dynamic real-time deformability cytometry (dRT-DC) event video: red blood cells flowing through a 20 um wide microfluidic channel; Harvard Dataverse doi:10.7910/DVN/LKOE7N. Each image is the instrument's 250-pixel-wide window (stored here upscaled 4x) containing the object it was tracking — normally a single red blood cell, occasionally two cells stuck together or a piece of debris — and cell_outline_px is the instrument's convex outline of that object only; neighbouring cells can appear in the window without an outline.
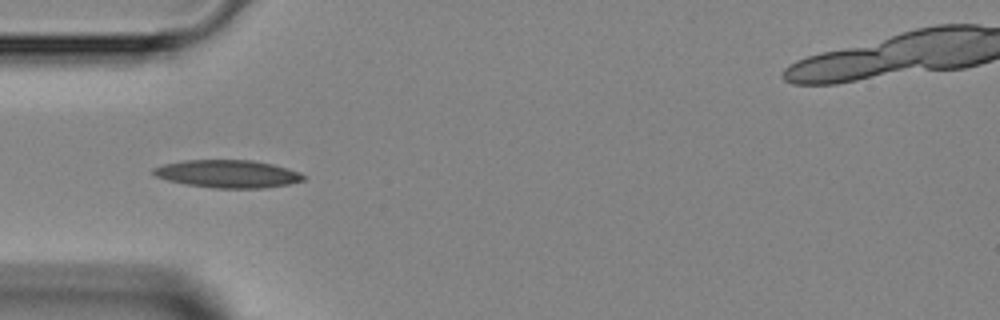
{"species": "Egyptian fruit bat (a non-hibernating species)", "species_latin": "Rousettus aegyptiacus", "temperature_condition": "room temperature", "stored_images_in_passage": 4, "camera_frame_rate_fps": 3000, "um_per_image_px": 0.085, "animal": {"sex": "female"}, "frame": {"image": 1, "passage_image": 3, "time_ms": 2.667, "image_size_px": [1000, 320], "cell_outline_px": [[308, 176], [304, 180], [288, 184], [264, 188], [212, 188], [184, 184], [168, 180], [156, 176], [152, 172], [152, 168], [164, 164], [184, 160], [252, 160], [272, 164], [288, 168], [300, 172]], "centroid_in_image_um": [19.38, 14.78], "position_along_channel_um": 65.6, "area_um2": 24.39}}
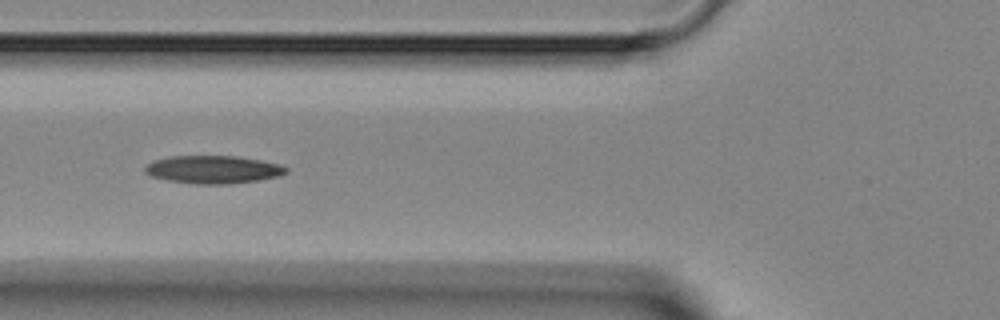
{"frame": {"image": 2, "passage_image": 4, "time_ms": 3.667, "image_size_px": [1000, 320], "cell_outline_px": [[288, 172], [280, 176], [256, 180], [228, 184], [196, 184], [168, 180], [152, 176], [144, 172], [144, 164], [168, 156], [236, 156], [260, 160], [280, 164], [288, 168]], "centroid_in_image_um": [18.11, 14.4], "position_along_channel_um": 107.7, "area_um2": 22.95}}